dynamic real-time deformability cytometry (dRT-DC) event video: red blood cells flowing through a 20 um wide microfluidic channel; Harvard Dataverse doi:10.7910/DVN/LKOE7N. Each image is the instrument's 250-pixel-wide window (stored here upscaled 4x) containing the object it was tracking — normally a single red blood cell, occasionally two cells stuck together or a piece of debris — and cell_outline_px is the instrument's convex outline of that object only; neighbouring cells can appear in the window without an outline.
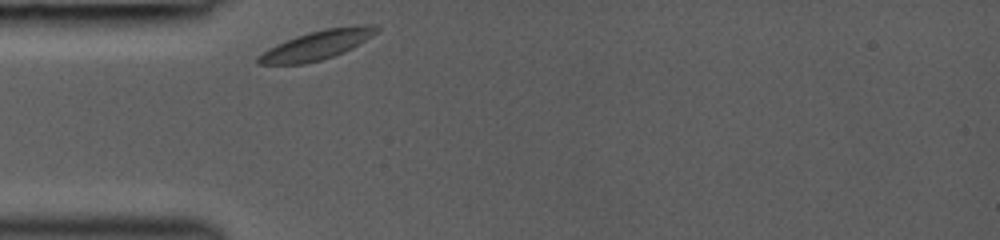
{"species": "common noctule bat (a hibernating species)", "species_latin": "Nyctalus noctula", "temperature_condition": "room temperature", "stored_images_in_passage": 37, "camera_frame_rate_fps": 3000, "um_per_image_px": 0.085, "animal": {"sex": "female", "body_mass_g": 19.0, "forearm_length_mm": 53.3}, "frame": {"image": 1, "passage_image": 1, "time_ms": 0.0, "image_size_px": [1000, 240], "cell_outline_px": [[380, 28], [372, 36], [352, 48], [344, 52], [320, 60], [304, 64], [256, 64], [256, 56], [268, 48], [276, 44], [296, 36], [308, 32], [324, 28], [356, 24], [372, 24]], "centroid_in_image_um": [26.93, 3.81], "position_along_channel_um": 58.1, "area_um2": 20.23}}
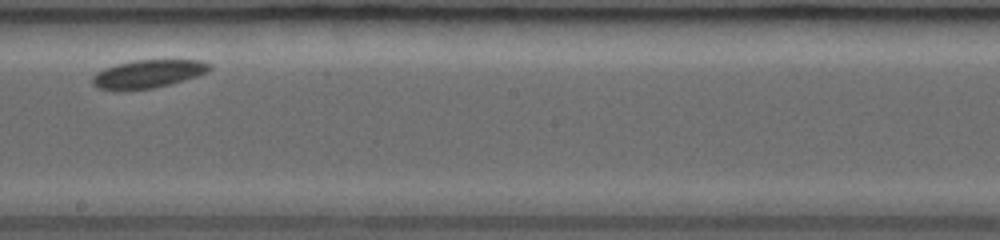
{"frame": {"image": 2, "passage_image": 21, "time_ms": 4.667, "image_size_px": [1000, 240], "cell_outline_px": [[212, 68], [208, 72], [172, 84], [152, 88], [96, 88], [92, 84], [92, 76], [96, 72], [104, 68], [116, 64], [132, 60], [200, 60], [212, 64]], "centroid_in_image_um": [12.63, 6.24], "position_along_channel_um": 235.6, "area_um2": 18.9}}
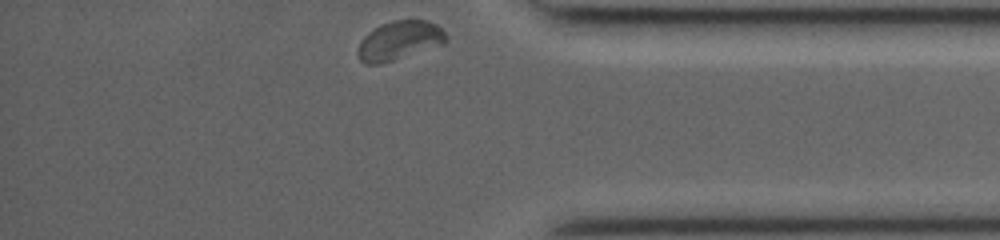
{"frame": {"image": 3, "passage_image": 37, "time_ms": 9.0, "image_size_px": [1000, 240], "cell_outline_px": [[448, 40], [444, 44], [380, 64], [364, 64], [360, 60], [360, 40], [368, 32], [380, 24], [392, 20], [424, 20], [436, 24], [448, 36]], "centroid_in_image_um": [33.97, 3.43], "position_along_channel_um": 401.2, "area_um2": 19.83}}